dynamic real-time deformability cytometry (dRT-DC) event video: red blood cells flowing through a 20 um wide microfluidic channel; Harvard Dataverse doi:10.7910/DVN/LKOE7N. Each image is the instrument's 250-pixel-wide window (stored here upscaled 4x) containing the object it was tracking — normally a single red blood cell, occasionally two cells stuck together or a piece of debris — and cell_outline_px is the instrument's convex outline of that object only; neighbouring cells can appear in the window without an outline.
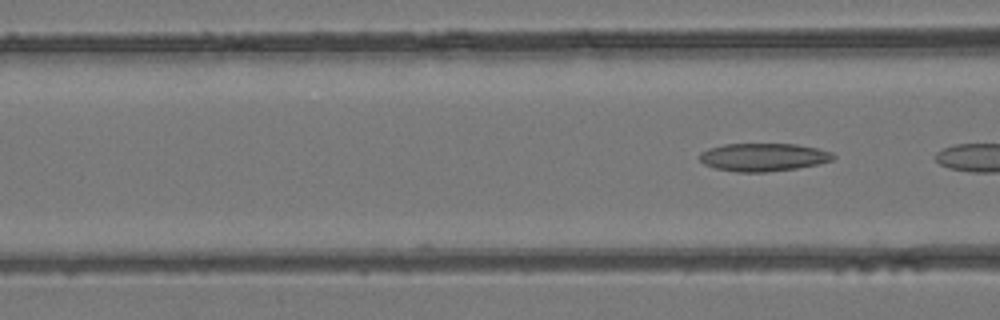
{"species": "common noctule bat (a hibernating species)", "species_latin": "Nyctalus noctula", "temperature_condition": "room temperature", "stored_images_in_passage": 5, "camera_frame_rate_fps": 3000, "um_per_image_px": 0.085, "animal": {"sex": "female", "body_mass_g": 24.6, "forearm_length_mm": 56.2}, "frame": {"image": 1, "passage_image": 5, "time_ms": 1.333, "image_size_px": [1000, 320], "cell_outline_px": [[836, 156], [832, 160], [816, 164], [796, 168], [768, 172], [736, 172], [716, 168], [704, 164], [700, 160], [700, 152], [708, 148], [724, 144], [796, 144], [816, 148], [832, 152]], "centroid_in_image_um": [64.86, 13.36], "position_along_channel_um": 101.7, "area_um2": 21.73}}